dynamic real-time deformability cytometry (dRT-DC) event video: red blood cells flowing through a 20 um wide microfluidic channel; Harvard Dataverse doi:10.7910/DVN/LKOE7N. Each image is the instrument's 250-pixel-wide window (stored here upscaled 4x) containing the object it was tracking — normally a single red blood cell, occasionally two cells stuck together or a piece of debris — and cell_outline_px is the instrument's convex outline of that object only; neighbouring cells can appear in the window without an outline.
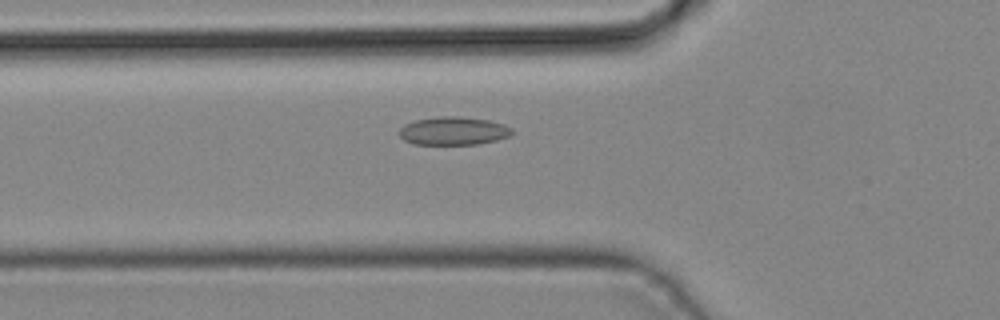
{"species": "common noctule bat (a hibernating species)", "species_latin": "Nyctalus noctula", "temperature_condition": "cold", "stored_images_in_passage": 35, "camera_frame_rate_fps": 3000, "um_per_image_px": 0.085, "animal": {"sex": "male", "body_mass_g": 19.2, "forearm_length_mm": 51.8}, "frame": {"image": 1, "passage_image": 15, "time_ms": 4.667, "image_size_px": [1000, 320], "cell_outline_px": [[516, 132], [508, 136], [496, 140], [476, 144], [416, 144], [404, 140], [400, 136], [400, 128], [404, 124], [416, 120], [440, 116], [456, 116], [492, 120], [504, 124], [512, 128]], "centroid_in_image_um": [38.58, 11.12], "position_along_channel_um": 87.2, "area_um2": 18.55}}
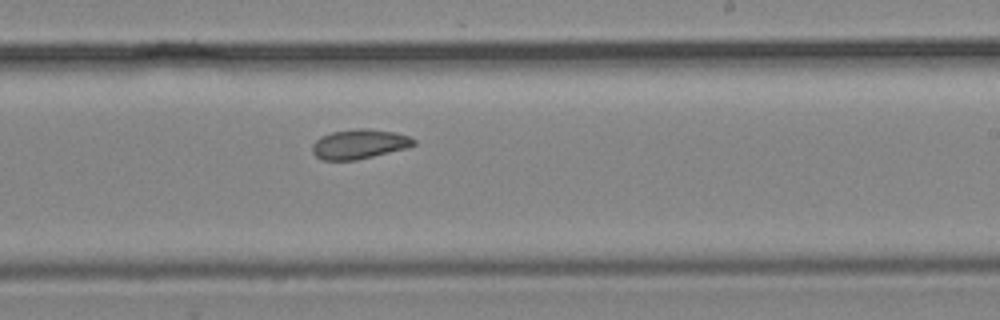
{"frame": {"image": 2, "passage_image": 26, "time_ms": 8.333, "image_size_px": [1000, 320], "cell_outline_px": [[416, 144], [408, 148], [356, 160], [320, 160], [312, 152], [312, 144], [320, 136], [332, 132], [360, 128], [368, 128], [396, 132], [408, 136], [416, 140]], "centroid_in_image_um": [30.54, 12.24], "position_along_channel_um": 258.5, "area_um2": 17.63}}
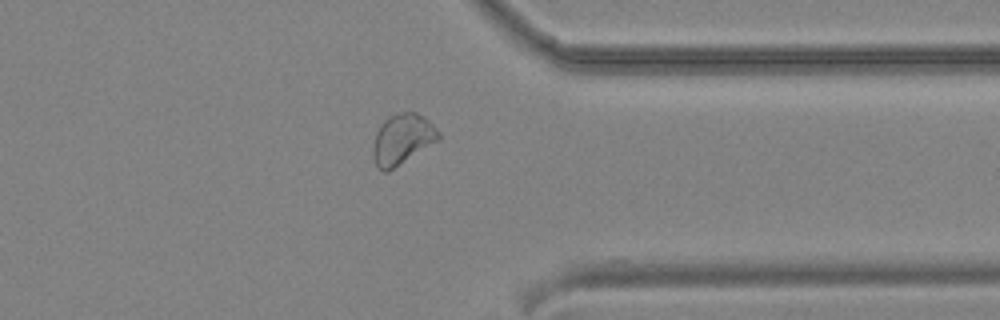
{"frame": {"image": 3, "passage_image": 34, "time_ms": 11.0, "image_size_px": [1000, 320], "cell_outline_px": [[440, 140], [388, 172], [384, 172], [376, 164], [372, 156], [372, 144], [376, 132], [380, 124], [388, 116], [400, 112], [416, 112], [424, 116], [440, 132]], "centroid_in_image_um": [34.19, 11.83], "position_along_channel_um": 377.2, "area_um2": 19.54}}